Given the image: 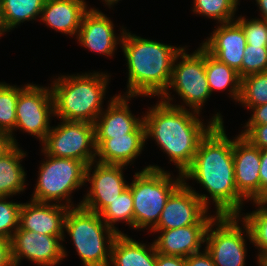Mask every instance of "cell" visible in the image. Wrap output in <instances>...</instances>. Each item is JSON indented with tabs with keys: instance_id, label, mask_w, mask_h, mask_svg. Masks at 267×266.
<instances>
[{
	"instance_id": "6da1fadb",
	"label": "cell",
	"mask_w": 267,
	"mask_h": 266,
	"mask_svg": "<svg viewBox=\"0 0 267 266\" xmlns=\"http://www.w3.org/2000/svg\"><path fill=\"white\" fill-rule=\"evenodd\" d=\"M234 139L227 137L224 125H215L200 141L191 165L182 179H194L209 193H194L209 209L208 198L215 203L217 216L240 215L245 199L237 192L234 178ZM185 179V180H184Z\"/></svg>"
},
{
	"instance_id": "7a4b0ae2",
	"label": "cell",
	"mask_w": 267,
	"mask_h": 266,
	"mask_svg": "<svg viewBox=\"0 0 267 266\" xmlns=\"http://www.w3.org/2000/svg\"><path fill=\"white\" fill-rule=\"evenodd\" d=\"M185 107L184 103L168 104L160 99L143 116L146 140L154 139L180 174L191 165L200 141L215 125L224 123L217 112L206 126L198 118L199 113Z\"/></svg>"
},
{
	"instance_id": "3957f363",
	"label": "cell",
	"mask_w": 267,
	"mask_h": 266,
	"mask_svg": "<svg viewBox=\"0 0 267 266\" xmlns=\"http://www.w3.org/2000/svg\"><path fill=\"white\" fill-rule=\"evenodd\" d=\"M120 46L127 60L125 95L158 96L168 88L173 64L183 47H174L131 34L125 30Z\"/></svg>"
},
{
	"instance_id": "277c9868",
	"label": "cell",
	"mask_w": 267,
	"mask_h": 266,
	"mask_svg": "<svg viewBox=\"0 0 267 266\" xmlns=\"http://www.w3.org/2000/svg\"><path fill=\"white\" fill-rule=\"evenodd\" d=\"M109 79V74L103 72L58 76L51 83L54 116L61 121L94 124L104 110L102 104Z\"/></svg>"
},
{
	"instance_id": "5b68a950",
	"label": "cell",
	"mask_w": 267,
	"mask_h": 266,
	"mask_svg": "<svg viewBox=\"0 0 267 266\" xmlns=\"http://www.w3.org/2000/svg\"><path fill=\"white\" fill-rule=\"evenodd\" d=\"M64 231L73 240L84 266H109L111 247L118 233L107 226L100 214L77 204L67 211Z\"/></svg>"
},
{
	"instance_id": "8992f818",
	"label": "cell",
	"mask_w": 267,
	"mask_h": 266,
	"mask_svg": "<svg viewBox=\"0 0 267 266\" xmlns=\"http://www.w3.org/2000/svg\"><path fill=\"white\" fill-rule=\"evenodd\" d=\"M182 183V174L175 179L156 165L135 173L128 185L134 200V229L149 228L151 231L158 224L168 198Z\"/></svg>"
},
{
	"instance_id": "52a82bcc",
	"label": "cell",
	"mask_w": 267,
	"mask_h": 266,
	"mask_svg": "<svg viewBox=\"0 0 267 266\" xmlns=\"http://www.w3.org/2000/svg\"><path fill=\"white\" fill-rule=\"evenodd\" d=\"M43 154L46 156V161L39 166L37 184L31 200L46 203L52 201L73 208L71 195L86 183L87 165L76 159L57 158L44 152ZM63 200L66 203H63Z\"/></svg>"
},
{
	"instance_id": "ba28073f",
	"label": "cell",
	"mask_w": 267,
	"mask_h": 266,
	"mask_svg": "<svg viewBox=\"0 0 267 266\" xmlns=\"http://www.w3.org/2000/svg\"><path fill=\"white\" fill-rule=\"evenodd\" d=\"M179 58L181 61L177 63ZM168 89H174L186 106L200 114V110L211 96L205 73V49L202 46L191 54H187L186 47L183 46L176 56L169 86L160 96L161 100L170 104L173 98Z\"/></svg>"
},
{
	"instance_id": "9c48e42d",
	"label": "cell",
	"mask_w": 267,
	"mask_h": 266,
	"mask_svg": "<svg viewBox=\"0 0 267 266\" xmlns=\"http://www.w3.org/2000/svg\"><path fill=\"white\" fill-rule=\"evenodd\" d=\"M240 219L238 215L216 216L209 224L205 249L215 266H245L247 248L244 238L251 240V235L247 224ZM239 220L243 228L238 225Z\"/></svg>"
},
{
	"instance_id": "30bf717a",
	"label": "cell",
	"mask_w": 267,
	"mask_h": 266,
	"mask_svg": "<svg viewBox=\"0 0 267 266\" xmlns=\"http://www.w3.org/2000/svg\"><path fill=\"white\" fill-rule=\"evenodd\" d=\"M42 152L57 158H72L87 166L96 160L94 124L64 121L51 127L42 142Z\"/></svg>"
},
{
	"instance_id": "8fae6325",
	"label": "cell",
	"mask_w": 267,
	"mask_h": 266,
	"mask_svg": "<svg viewBox=\"0 0 267 266\" xmlns=\"http://www.w3.org/2000/svg\"><path fill=\"white\" fill-rule=\"evenodd\" d=\"M52 115H55V110L51 87L33 83L19 87L15 131L23 130L43 142L51 130Z\"/></svg>"
},
{
	"instance_id": "7c38bea8",
	"label": "cell",
	"mask_w": 267,
	"mask_h": 266,
	"mask_svg": "<svg viewBox=\"0 0 267 266\" xmlns=\"http://www.w3.org/2000/svg\"><path fill=\"white\" fill-rule=\"evenodd\" d=\"M65 236H51L24 230L20 227L10 239L11 258L14 266L27 258L38 266H56L67 255L62 245Z\"/></svg>"
},
{
	"instance_id": "4fadbf2b",
	"label": "cell",
	"mask_w": 267,
	"mask_h": 266,
	"mask_svg": "<svg viewBox=\"0 0 267 266\" xmlns=\"http://www.w3.org/2000/svg\"><path fill=\"white\" fill-rule=\"evenodd\" d=\"M93 165L94 169L92 168ZM124 167L125 165L91 162L86 168L85 179V182L91 183V186L79 203L80 206L100 214L128 188L129 183L126 182L123 175ZM92 169L93 171H91Z\"/></svg>"
},
{
	"instance_id": "5bb4252c",
	"label": "cell",
	"mask_w": 267,
	"mask_h": 266,
	"mask_svg": "<svg viewBox=\"0 0 267 266\" xmlns=\"http://www.w3.org/2000/svg\"><path fill=\"white\" fill-rule=\"evenodd\" d=\"M208 208L183 182L168 198L158 224L152 230H169L194 224H210L217 216L208 215Z\"/></svg>"
},
{
	"instance_id": "9a60e30c",
	"label": "cell",
	"mask_w": 267,
	"mask_h": 266,
	"mask_svg": "<svg viewBox=\"0 0 267 266\" xmlns=\"http://www.w3.org/2000/svg\"><path fill=\"white\" fill-rule=\"evenodd\" d=\"M233 159L237 192L245 200H260V149L239 134L234 139Z\"/></svg>"
},
{
	"instance_id": "2e32d148",
	"label": "cell",
	"mask_w": 267,
	"mask_h": 266,
	"mask_svg": "<svg viewBox=\"0 0 267 266\" xmlns=\"http://www.w3.org/2000/svg\"><path fill=\"white\" fill-rule=\"evenodd\" d=\"M101 11L91 8L84 14L77 35L81 46L105 56H113L117 44L121 45L125 28H121L120 36L116 37L114 24ZM120 42V43H119Z\"/></svg>"
},
{
	"instance_id": "e0dca14e",
	"label": "cell",
	"mask_w": 267,
	"mask_h": 266,
	"mask_svg": "<svg viewBox=\"0 0 267 266\" xmlns=\"http://www.w3.org/2000/svg\"><path fill=\"white\" fill-rule=\"evenodd\" d=\"M211 34L201 46L220 62L235 69L241 77L242 59L247 44L241 26L236 21L222 23Z\"/></svg>"
},
{
	"instance_id": "ac0fdd59",
	"label": "cell",
	"mask_w": 267,
	"mask_h": 266,
	"mask_svg": "<svg viewBox=\"0 0 267 266\" xmlns=\"http://www.w3.org/2000/svg\"><path fill=\"white\" fill-rule=\"evenodd\" d=\"M69 207L31 200L22 203L19 227L39 234L65 236L64 223Z\"/></svg>"
},
{
	"instance_id": "d6986e66",
	"label": "cell",
	"mask_w": 267,
	"mask_h": 266,
	"mask_svg": "<svg viewBox=\"0 0 267 266\" xmlns=\"http://www.w3.org/2000/svg\"><path fill=\"white\" fill-rule=\"evenodd\" d=\"M136 96L117 95L111 98L106 110H103L94 122L95 139H109L132 133L142 122L129 110L128 100Z\"/></svg>"
},
{
	"instance_id": "ffe728a7",
	"label": "cell",
	"mask_w": 267,
	"mask_h": 266,
	"mask_svg": "<svg viewBox=\"0 0 267 266\" xmlns=\"http://www.w3.org/2000/svg\"><path fill=\"white\" fill-rule=\"evenodd\" d=\"M145 126L142 122L132 133L109 139H95V161L102 164L128 166L143 151L145 146Z\"/></svg>"
},
{
	"instance_id": "44dd1931",
	"label": "cell",
	"mask_w": 267,
	"mask_h": 266,
	"mask_svg": "<svg viewBox=\"0 0 267 266\" xmlns=\"http://www.w3.org/2000/svg\"><path fill=\"white\" fill-rule=\"evenodd\" d=\"M209 224H194L169 230H151L160 232L154 244L158 253L163 255L188 257L199 253L205 244Z\"/></svg>"
},
{
	"instance_id": "7402d4cb",
	"label": "cell",
	"mask_w": 267,
	"mask_h": 266,
	"mask_svg": "<svg viewBox=\"0 0 267 266\" xmlns=\"http://www.w3.org/2000/svg\"><path fill=\"white\" fill-rule=\"evenodd\" d=\"M87 6L85 0H46L40 20L56 32L77 37Z\"/></svg>"
},
{
	"instance_id": "603a6c76",
	"label": "cell",
	"mask_w": 267,
	"mask_h": 266,
	"mask_svg": "<svg viewBox=\"0 0 267 266\" xmlns=\"http://www.w3.org/2000/svg\"><path fill=\"white\" fill-rule=\"evenodd\" d=\"M157 250L137 242L127 234H118L111 247L109 266H156Z\"/></svg>"
},
{
	"instance_id": "cb8c5ba5",
	"label": "cell",
	"mask_w": 267,
	"mask_h": 266,
	"mask_svg": "<svg viewBox=\"0 0 267 266\" xmlns=\"http://www.w3.org/2000/svg\"><path fill=\"white\" fill-rule=\"evenodd\" d=\"M26 153L16 145L0 159V197H11L25 190L26 172L20 163Z\"/></svg>"
},
{
	"instance_id": "d4e9b609",
	"label": "cell",
	"mask_w": 267,
	"mask_h": 266,
	"mask_svg": "<svg viewBox=\"0 0 267 266\" xmlns=\"http://www.w3.org/2000/svg\"><path fill=\"white\" fill-rule=\"evenodd\" d=\"M205 73L211 94L215 90L223 91L228 89L231 98L236 102L239 101L241 92V77L239 73L225 63L220 62L206 50Z\"/></svg>"
},
{
	"instance_id": "484cf974",
	"label": "cell",
	"mask_w": 267,
	"mask_h": 266,
	"mask_svg": "<svg viewBox=\"0 0 267 266\" xmlns=\"http://www.w3.org/2000/svg\"><path fill=\"white\" fill-rule=\"evenodd\" d=\"M46 0H1L4 34L19 24L40 18Z\"/></svg>"
},
{
	"instance_id": "4316f807",
	"label": "cell",
	"mask_w": 267,
	"mask_h": 266,
	"mask_svg": "<svg viewBox=\"0 0 267 266\" xmlns=\"http://www.w3.org/2000/svg\"><path fill=\"white\" fill-rule=\"evenodd\" d=\"M134 200L131 189L128 187L119 195L110 205H108L101 213V219L107 226L118 234H123L115 227V223L125 221L134 229Z\"/></svg>"
},
{
	"instance_id": "83f0119b",
	"label": "cell",
	"mask_w": 267,
	"mask_h": 266,
	"mask_svg": "<svg viewBox=\"0 0 267 266\" xmlns=\"http://www.w3.org/2000/svg\"><path fill=\"white\" fill-rule=\"evenodd\" d=\"M254 203L258 209L238 216L247 224L251 235L250 243L258 248L260 252L257 256H259L267 252V200H256L253 201V205Z\"/></svg>"
},
{
	"instance_id": "f1b7e54d",
	"label": "cell",
	"mask_w": 267,
	"mask_h": 266,
	"mask_svg": "<svg viewBox=\"0 0 267 266\" xmlns=\"http://www.w3.org/2000/svg\"><path fill=\"white\" fill-rule=\"evenodd\" d=\"M18 95L19 86L0 82V132L10 134L15 145H19L13 135Z\"/></svg>"
},
{
	"instance_id": "f546056e",
	"label": "cell",
	"mask_w": 267,
	"mask_h": 266,
	"mask_svg": "<svg viewBox=\"0 0 267 266\" xmlns=\"http://www.w3.org/2000/svg\"><path fill=\"white\" fill-rule=\"evenodd\" d=\"M238 102L247 108L267 103V71L241 78Z\"/></svg>"
},
{
	"instance_id": "4dcf8cb0",
	"label": "cell",
	"mask_w": 267,
	"mask_h": 266,
	"mask_svg": "<svg viewBox=\"0 0 267 266\" xmlns=\"http://www.w3.org/2000/svg\"><path fill=\"white\" fill-rule=\"evenodd\" d=\"M193 4L192 12L222 24L235 21L239 0H193Z\"/></svg>"
},
{
	"instance_id": "1f68e13d",
	"label": "cell",
	"mask_w": 267,
	"mask_h": 266,
	"mask_svg": "<svg viewBox=\"0 0 267 266\" xmlns=\"http://www.w3.org/2000/svg\"><path fill=\"white\" fill-rule=\"evenodd\" d=\"M8 197H0V238L10 240L19 228L22 203L7 201Z\"/></svg>"
},
{
	"instance_id": "d6a6232c",
	"label": "cell",
	"mask_w": 267,
	"mask_h": 266,
	"mask_svg": "<svg viewBox=\"0 0 267 266\" xmlns=\"http://www.w3.org/2000/svg\"><path fill=\"white\" fill-rule=\"evenodd\" d=\"M267 71V46L246 45L241 65V78Z\"/></svg>"
},
{
	"instance_id": "836d02e7",
	"label": "cell",
	"mask_w": 267,
	"mask_h": 266,
	"mask_svg": "<svg viewBox=\"0 0 267 266\" xmlns=\"http://www.w3.org/2000/svg\"><path fill=\"white\" fill-rule=\"evenodd\" d=\"M243 29L246 45L267 46V23L259 18L246 19L241 15L235 20Z\"/></svg>"
},
{
	"instance_id": "e575fe53",
	"label": "cell",
	"mask_w": 267,
	"mask_h": 266,
	"mask_svg": "<svg viewBox=\"0 0 267 266\" xmlns=\"http://www.w3.org/2000/svg\"><path fill=\"white\" fill-rule=\"evenodd\" d=\"M241 135L259 149H267V124L245 125Z\"/></svg>"
},
{
	"instance_id": "d590c367",
	"label": "cell",
	"mask_w": 267,
	"mask_h": 266,
	"mask_svg": "<svg viewBox=\"0 0 267 266\" xmlns=\"http://www.w3.org/2000/svg\"><path fill=\"white\" fill-rule=\"evenodd\" d=\"M260 200H267V149H260Z\"/></svg>"
},
{
	"instance_id": "8d00e7d4",
	"label": "cell",
	"mask_w": 267,
	"mask_h": 266,
	"mask_svg": "<svg viewBox=\"0 0 267 266\" xmlns=\"http://www.w3.org/2000/svg\"><path fill=\"white\" fill-rule=\"evenodd\" d=\"M186 266H215V264L211 255L204 248V251L186 257Z\"/></svg>"
},
{
	"instance_id": "74e56055",
	"label": "cell",
	"mask_w": 267,
	"mask_h": 266,
	"mask_svg": "<svg viewBox=\"0 0 267 266\" xmlns=\"http://www.w3.org/2000/svg\"><path fill=\"white\" fill-rule=\"evenodd\" d=\"M253 112L252 116L246 123V125H264L267 124V103L251 107Z\"/></svg>"
},
{
	"instance_id": "f35d334b",
	"label": "cell",
	"mask_w": 267,
	"mask_h": 266,
	"mask_svg": "<svg viewBox=\"0 0 267 266\" xmlns=\"http://www.w3.org/2000/svg\"><path fill=\"white\" fill-rule=\"evenodd\" d=\"M156 266H186V257L163 255L157 252Z\"/></svg>"
},
{
	"instance_id": "ab89813d",
	"label": "cell",
	"mask_w": 267,
	"mask_h": 266,
	"mask_svg": "<svg viewBox=\"0 0 267 266\" xmlns=\"http://www.w3.org/2000/svg\"><path fill=\"white\" fill-rule=\"evenodd\" d=\"M0 266H14L11 258L10 240L0 238Z\"/></svg>"
},
{
	"instance_id": "60d3db41",
	"label": "cell",
	"mask_w": 267,
	"mask_h": 266,
	"mask_svg": "<svg viewBox=\"0 0 267 266\" xmlns=\"http://www.w3.org/2000/svg\"><path fill=\"white\" fill-rule=\"evenodd\" d=\"M13 137L4 132H0V159L8 154L14 147Z\"/></svg>"
},
{
	"instance_id": "b9f144b4",
	"label": "cell",
	"mask_w": 267,
	"mask_h": 266,
	"mask_svg": "<svg viewBox=\"0 0 267 266\" xmlns=\"http://www.w3.org/2000/svg\"><path fill=\"white\" fill-rule=\"evenodd\" d=\"M256 3L259 7V10L261 12V19L267 20V0H256Z\"/></svg>"
},
{
	"instance_id": "7bdbcfd3",
	"label": "cell",
	"mask_w": 267,
	"mask_h": 266,
	"mask_svg": "<svg viewBox=\"0 0 267 266\" xmlns=\"http://www.w3.org/2000/svg\"><path fill=\"white\" fill-rule=\"evenodd\" d=\"M256 262L259 266H267V252L260 254Z\"/></svg>"
},
{
	"instance_id": "ee69618b",
	"label": "cell",
	"mask_w": 267,
	"mask_h": 266,
	"mask_svg": "<svg viewBox=\"0 0 267 266\" xmlns=\"http://www.w3.org/2000/svg\"><path fill=\"white\" fill-rule=\"evenodd\" d=\"M4 35V22H3V13H2V3L0 0V36Z\"/></svg>"
},
{
	"instance_id": "f6af8a7d",
	"label": "cell",
	"mask_w": 267,
	"mask_h": 266,
	"mask_svg": "<svg viewBox=\"0 0 267 266\" xmlns=\"http://www.w3.org/2000/svg\"><path fill=\"white\" fill-rule=\"evenodd\" d=\"M118 1L120 0H103V2H105L104 4H106L109 8L112 7V5H114L115 3H118Z\"/></svg>"
}]
</instances>
